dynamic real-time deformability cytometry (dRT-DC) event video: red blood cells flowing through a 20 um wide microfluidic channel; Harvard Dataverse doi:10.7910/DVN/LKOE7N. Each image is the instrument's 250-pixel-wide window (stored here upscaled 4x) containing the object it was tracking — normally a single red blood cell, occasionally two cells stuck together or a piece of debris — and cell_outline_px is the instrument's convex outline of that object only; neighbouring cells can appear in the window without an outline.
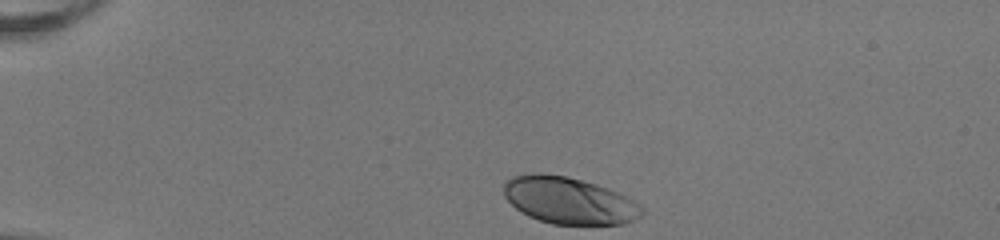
{"species": "human", "species_latin": "Homo sapiens", "temperature_condition": "room temperature", "stored_images_in_passage": 34, "camera_frame_rate_fps": 3000, "um_per_image_px": 0.085, "donor": {"sex": "female"}, "frame": {"image": 1, "passage_image": 1, "time_ms": 0.0, "image_size_px": [1000, 240], "cell_outline_px": [[644, 212], [640, 216], [624, 224], [552, 224], [528, 216], [516, 208], [504, 196], [504, 184], [512, 176], [532, 172], [540, 172], [568, 176], [596, 184], [608, 188], [632, 200], [644, 208]], "centroid_in_image_um": [48.34, 17.03], "position_along_channel_um": 36.7, "area_um2": 37.63}}
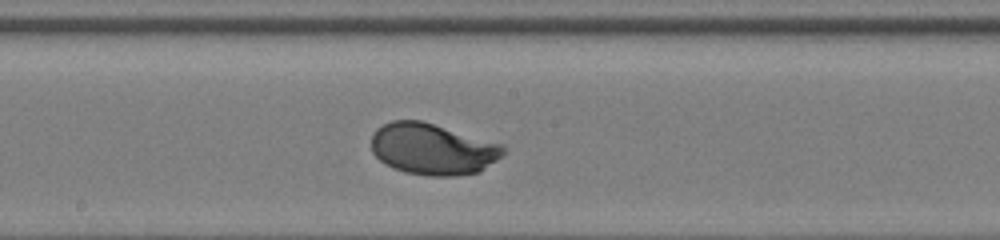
{"frame": {"image": 2, "passage_image": 19, "time_ms": 6.0, "image_size_px": [1000, 240], "cell_outline_px": [[504, 152], [496, 160], [480, 172], [456, 176], [428, 176], [404, 172], [392, 168], [384, 164], [372, 152], [372, 136], [376, 128], [392, 120], [420, 120], [504, 144]], "centroid_in_image_um": [36.76, 12.68], "position_along_channel_um": 211.4, "area_um2": 39.65}}
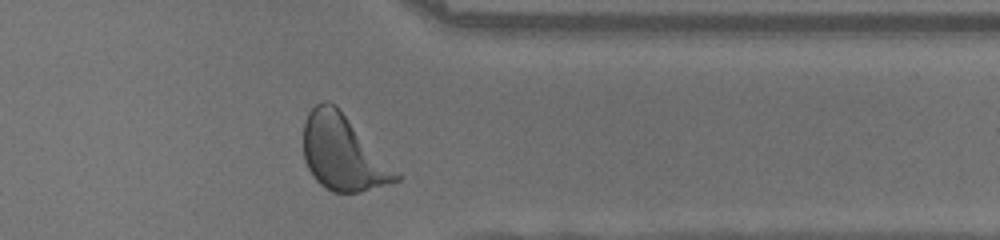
{"frame": {"image": 3, "passage_image": 32, "time_ms": 10.333, "image_size_px": [1000, 240], "cell_outline_px": [[400, 180], [360, 192], [332, 192], [324, 188], [316, 180], [308, 168], [304, 160], [304, 120], [308, 112], [316, 104], [324, 100], [328, 100], [336, 104], [400, 176]], "centroid_in_image_um": [29.09, 12.98], "position_along_channel_um": 382.3, "area_um2": 40.0}, "authors_computed_cell_mechanics": {"area_um2": 38.4659, "velocity_mm_per_s": 3.9979, "shape_relaxation_time_tau1_ms": 1.9178, "shape_relaxation_time_tau2_ms": null, "deformation_change_tau1": 0.148, "deformation_change_tau2": null}}